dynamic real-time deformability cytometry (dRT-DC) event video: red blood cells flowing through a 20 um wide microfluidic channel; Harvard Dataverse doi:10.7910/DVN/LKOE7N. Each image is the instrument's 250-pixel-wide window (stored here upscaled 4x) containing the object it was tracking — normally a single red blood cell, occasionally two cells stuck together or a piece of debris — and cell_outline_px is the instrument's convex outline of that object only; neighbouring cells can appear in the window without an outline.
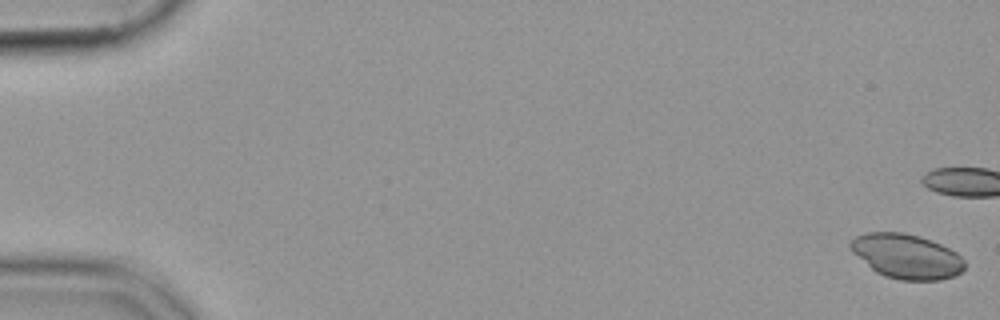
{"species": "common noctule bat (a hibernating species)", "species_latin": "Nyctalus noctula", "temperature_condition": "cold", "stored_images_in_passage": 56, "camera_frame_rate_fps": 3000, "um_per_image_px": 0.085, "animal": {"sex": "female", "body_mass_g": 19.9}, "frame": {"image": 1, "passage_image": 1, "time_ms": 0.0, "image_size_px": [1000, 320], "cell_outline_px": [[964, 268], [960, 272], [952, 276], [940, 280], [900, 280], [884, 276], [876, 272], [852, 252], [848, 248], [848, 244], [856, 236], [868, 232], [904, 232], [920, 236], [940, 244], [956, 252], [964, 260]], "centroid_in_image_um": [77.03, 21.78], "position_along_channel_um": 8.0, "area_um2": 29.59}}